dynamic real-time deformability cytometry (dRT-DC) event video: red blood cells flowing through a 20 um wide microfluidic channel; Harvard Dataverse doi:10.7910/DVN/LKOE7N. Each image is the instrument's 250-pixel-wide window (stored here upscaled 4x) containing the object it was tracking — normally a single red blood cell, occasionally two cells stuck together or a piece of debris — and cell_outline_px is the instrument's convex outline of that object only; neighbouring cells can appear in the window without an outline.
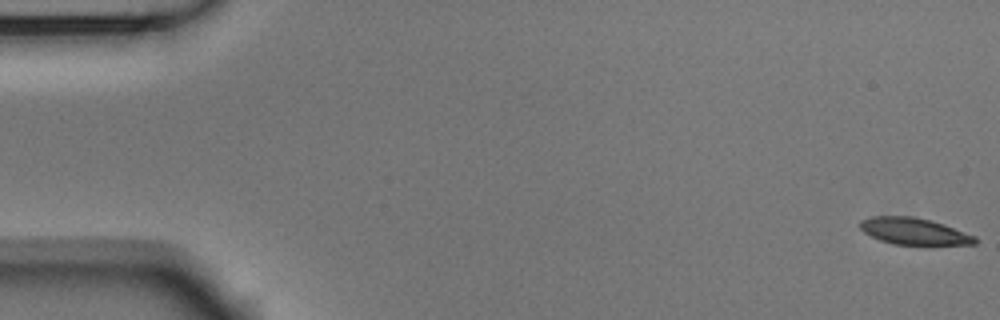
{"species": "Egyptian fruit bat (a non-hibernating species)", "species_latin": "Rousettus aegyptiacus", "temperature_condition": "room temperature", "stored_images_in_passage": 55, "camera_frame_rate_fps": 3000, "um_per_image_px": 0.085, "animal": {"sex": "male"}, "frame": {"image": 1, "passage_image": 1, "time_ms": 0.0, "image_size_px": [1000, 320], "cell_outline_px": [[976, 244], [896, 244], [880, 240], [864, 232], [860, 228], [860, 220], [872, 216], [912, 216], [932, 220], [944, 224], [976, 236]], "centroid_in_image_um": [77.68, 19.64], "position_along_channel_um": 7.3, "area_um2": 17.69}}
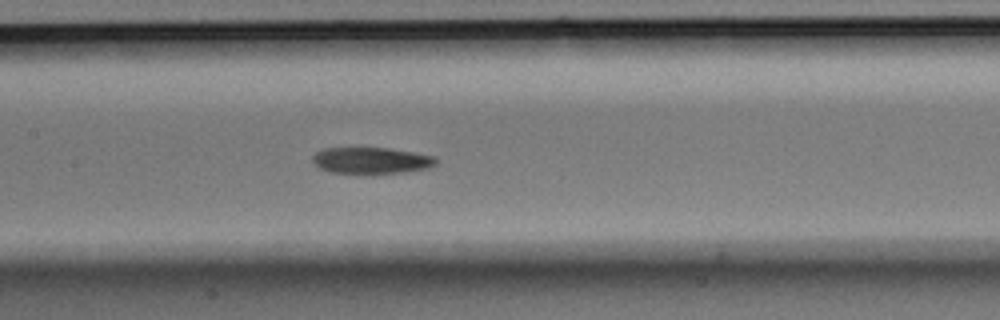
{"frame": {"image": 2, "passage_image": 26, "time_ms": 8.333, "image_size_px": [1000, 320], "cell_outline_px": [[436, 164], [428, 168], [404, 172], [368, 176], [332, 172], [320, 168], [312, 160], [312, 156], [316, 152], [324, 148], [388, 148], [436, 156]], "centroid_in_image_um": [31.56, 13.68], "position_along_channel_um": 175.8, "area_um2": 19.54}}
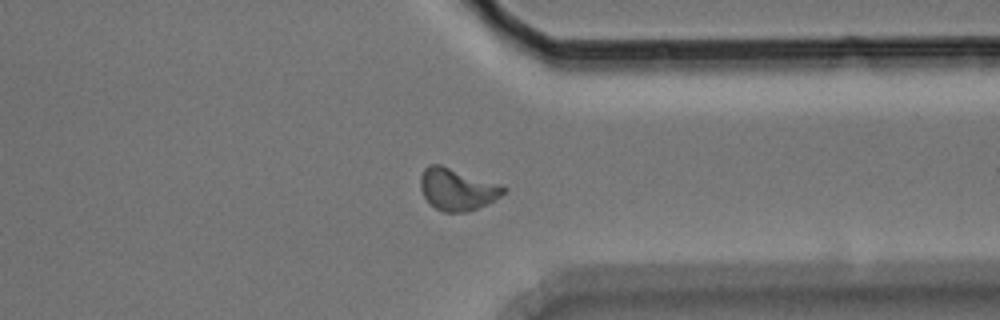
{"frame": {"image": 3, "passage_image": 42, "time_ms": 13.667, "image_size_px": [1000, 320], "cell_outline_px": [[508, 188], [500, 196], [476, 208], [464, 212], [444, 212], [436, 208], [424, 196], [420, 188], [420, 176], [424, 168], [428, 164], [440, 164]], "centroid_in_image_um": [38.79, 16.07], "position_along_channel_um": 372.6, "area_um2": 19.71}, "authors_computed_cell_mechanics": {"area_um2": 19.1896, "velocity_mm_per_s": 3.7286, "shape_relaxation_time_tau1_ms": 8.629, "shape_relaxation_time_tau2_ms": 5.7816, "deformation_change_tau1": 0.1799, "deformation_change_tau2": 0.1167}}